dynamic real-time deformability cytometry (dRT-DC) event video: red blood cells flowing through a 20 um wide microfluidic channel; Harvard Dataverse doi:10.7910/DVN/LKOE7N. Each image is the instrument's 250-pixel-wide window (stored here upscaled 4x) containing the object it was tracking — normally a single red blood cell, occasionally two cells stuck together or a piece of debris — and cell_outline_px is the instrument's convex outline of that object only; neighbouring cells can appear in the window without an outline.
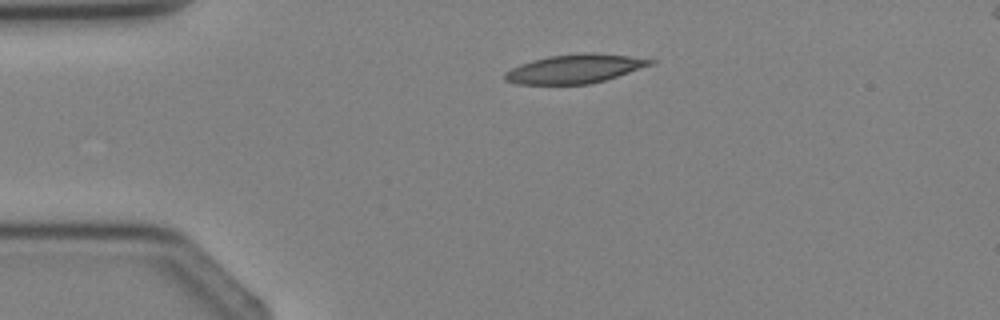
{"species": "Egyptian fruit bat (a non-hibernating species)", "species_latin": "Rousettus aegyptiacus", "temperature_condition": "cold", "stored_images_in_passage": 3, "camera_frame_rate_fps": 3000, "um_per_image_px": 0.085, "animal": {"sex": "female"}, "frame": {"image": 1, "passage_image": 2, "time_ms": 1.0, "image_size_px": [1000, 320], "cell_outline_px": [[656, 60], [652, 64], [604, 80], [588, 84], [516, 84], [504, 80], [504, 72], [520, 64], [532, 60], [548, 56], [580, 52], [588, 52], [628, 56]], "centroid_in_image_um": [48.79, 5.84], "position_along_channel_um": 36.2, "area_um2": 24.28}}